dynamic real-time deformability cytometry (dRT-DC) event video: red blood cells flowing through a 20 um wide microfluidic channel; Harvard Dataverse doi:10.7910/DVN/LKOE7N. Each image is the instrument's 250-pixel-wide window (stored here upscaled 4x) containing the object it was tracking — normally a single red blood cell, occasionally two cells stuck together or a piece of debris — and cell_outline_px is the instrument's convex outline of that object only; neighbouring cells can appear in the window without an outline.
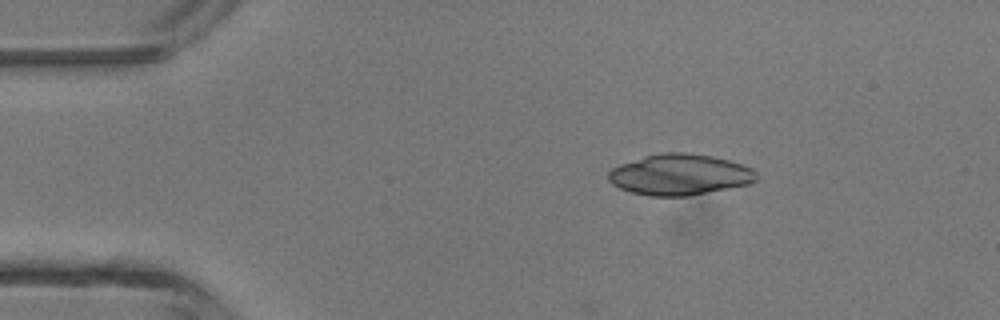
{"species": "common noctule bat (a hibernating species)", "species_latin": "Nyctalus noctula", "temperature_condition": "room temperature", "stored_images_in_passage": 7, "camera_frame_rate_fps": 3000, "um_per_image_px": 0.085, "animal": {"sex": "male", "body_mass_g": 13.3}, "frame": {"image": 1, "passage_image": 4, "time_ms": 1.0, "image_size_px": [1000, 320], "cell_outline_px": [[756, 180], [748, 184], [688, 196], [648, 196], [632, 192], [620, 188], [612, 184], [608, 180], [608, 172], [612, 168], [620, 164], [644, 156], [660, 152], [684, 152], [712, 156], [728, 160], [752, 168], [756, 172]], "centroid_in_image_um": [57.74, 14.84], "position_along_channel_um": 27.3, "area_um2": 35.26}}